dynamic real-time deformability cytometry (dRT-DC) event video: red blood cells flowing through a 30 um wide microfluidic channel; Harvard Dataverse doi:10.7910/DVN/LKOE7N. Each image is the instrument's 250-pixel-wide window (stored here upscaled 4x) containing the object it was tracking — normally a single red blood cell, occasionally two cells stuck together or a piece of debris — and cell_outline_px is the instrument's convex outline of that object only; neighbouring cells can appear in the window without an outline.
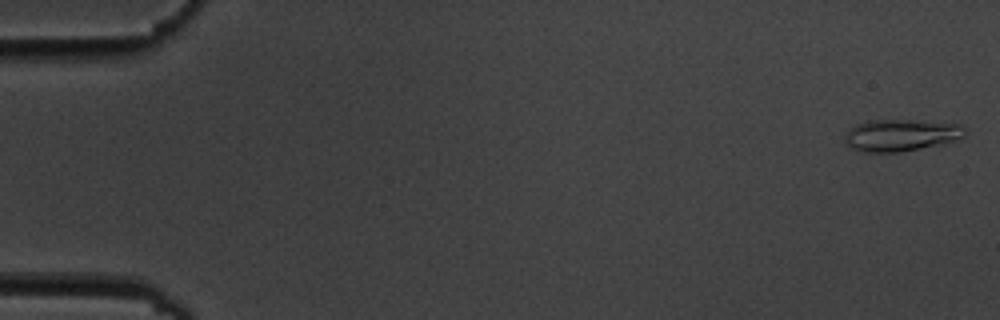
{"species": "common noctule bat (a hibernating species)", "species_latin": "Nyctalus noctula", "temperature_condition": "cold", "stored_images_in_passage": 5, "camera_frame_rate_fps": 3000, "um_per_image_px": 0.085, "animal": {"sex": "male", "body_mass_g": 19.5, "forearm_length_mm": 54.6}, "frame": {"image": 1, "passage_image": 1, "time_ms": 0.0, "image_size_px": [1000, 320], "cell_outline_px": [[968, 128], [964, 136], [956, 140], [944, 144], [900, 152], [860, 152], [852, 148], [844, 140], [844, 136], [856, 124], [868, 120], [908, 120], [960, 124]], "centroid_in_image_um": [76.62, 11.5], "position_along_channel_um": 8.4, "area_um2": 22.43}}
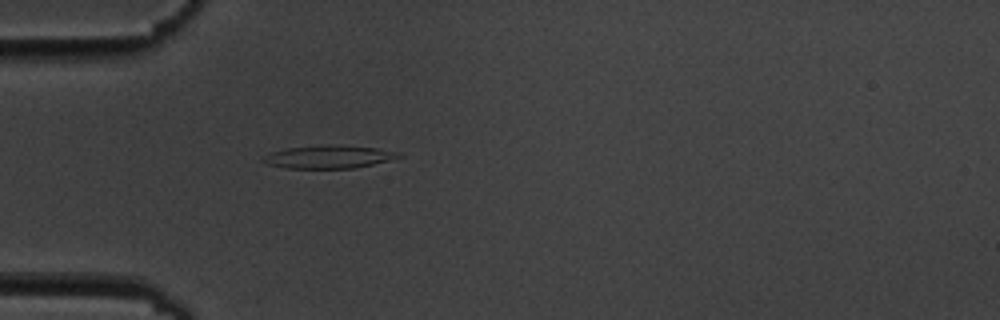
{"frame": {"image": 2, "passage_image": 5, "time_ms": 5.333, "image_size_px": [1000, 320], "cell_outline_px": [[404, 156], [356, 168], [288, 168], [268, 164], [260, 160], [264, 156], [272, 152], [288, 148], [324, 144], [336, 144], [376, 148], [400, 152]], "centroid_in_image_um": [27.96, 13.32], "position_along_channel_um": 57.0, "area_um2": 18.15}}